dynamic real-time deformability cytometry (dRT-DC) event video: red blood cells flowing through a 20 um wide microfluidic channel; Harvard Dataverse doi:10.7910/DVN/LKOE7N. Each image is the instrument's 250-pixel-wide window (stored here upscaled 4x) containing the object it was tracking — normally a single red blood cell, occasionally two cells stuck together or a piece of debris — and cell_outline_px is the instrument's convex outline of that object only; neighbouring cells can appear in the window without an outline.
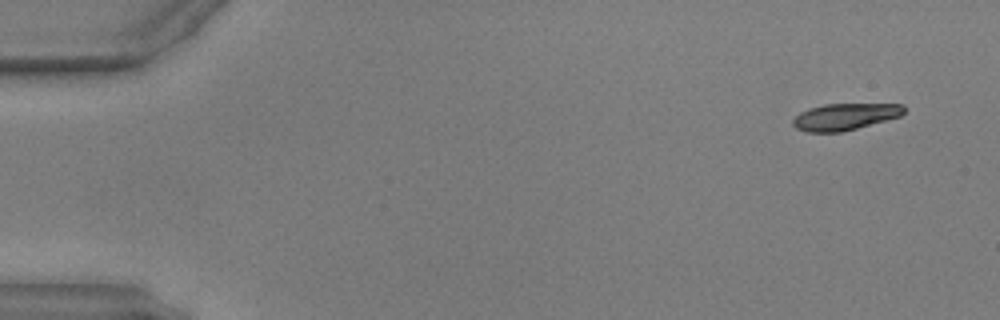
{"species": "common noctule bat (a hibernating species)", "species_latin": "Nyctalus noctula", "temperature_condition": "warm", "stored_images_in_passage": 49, "camera_frame_rate_fps": 3000, "um_per_image_px": 0.085, "animal": {"sex": "male", "body_mass_g": 17.9, "forearm_length_mm": 54.2}, "frame": {"image": 1, "passage_image": 1, "time_ms": 0.0, "image_size_px": [1000, 320], "cell_outline_px": [[904, 112], [900, 116], [856, 128], [840, 132], [808, 132], [796, 128], [792, 124], [792, 120], [800, 112], [824, 104], [904, 104]], "centroid_in_image_um": [71.8, 9.91], "position_along_channel_um": 13.2, "area_um2": 16.99}}
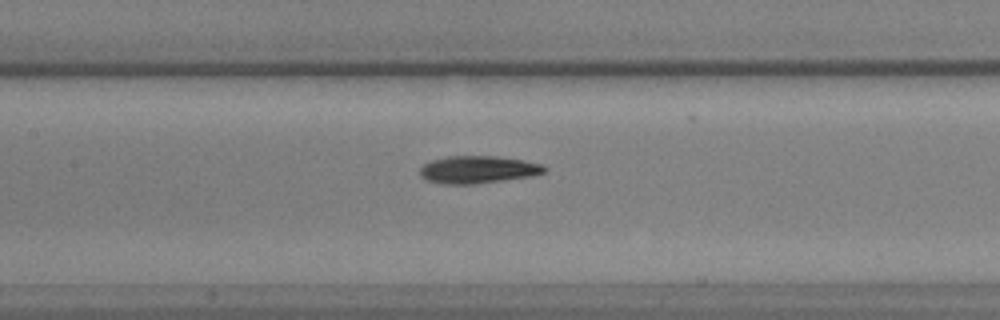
{"frame": {"image": 2, "passage_image": 22, "time_ms": 7.0, "image_size_px": [1000, 320], "cell_outline_px": [[548, 168], [544, 172], [532, 176], [472, 184], [444, 184], [424, 180], [420, 176], [420, 168], [424, 164], [432, 160], [448, 156], [496, 156], [524, 160], [540, 164]], "centroid_in_image_um": [40.6, 14.41], "position_along_channel_um": 166.8, "area_um2": 19.88}}
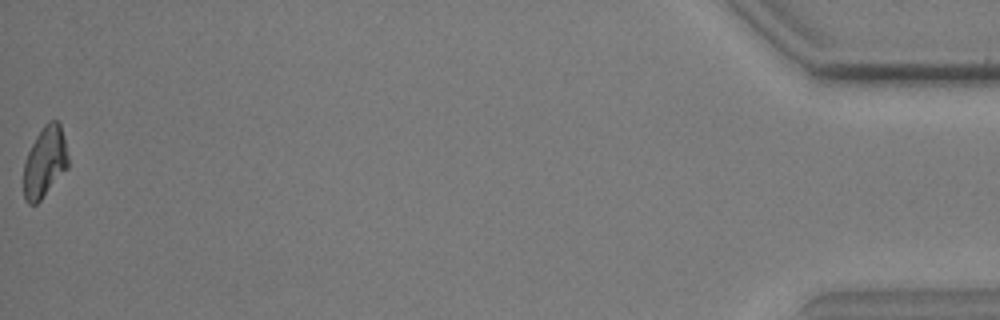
{"frame": {"image": 3, "passage_image": 49, "time_ms": 16.0, "image_size_px": [1000, 320], "cell_outline_px": [[68, 168], [40, 200], [36, 204], [28, 204], [24, 200], [24, 160], [36, 136], [44, 124], [48, 120], [56, 120], [60, 124], [68, 156]], "centroid_in_image_um": [3.8, 13.77], "position_along_channel_um": 431.4, "area_um2": 18.26}, "authors_computed_cell_mechanics": {"area_um2": 19.1896, "velocity_mm_per_s": 3.9633, "shape_relaxation_time_tau1_ms": 2.9566, "shape_relaxation_time_tau2_ms": 7.7838, "deformation_change_tau1": 0.1302, "deformation_change_tau2": 0.1646}}